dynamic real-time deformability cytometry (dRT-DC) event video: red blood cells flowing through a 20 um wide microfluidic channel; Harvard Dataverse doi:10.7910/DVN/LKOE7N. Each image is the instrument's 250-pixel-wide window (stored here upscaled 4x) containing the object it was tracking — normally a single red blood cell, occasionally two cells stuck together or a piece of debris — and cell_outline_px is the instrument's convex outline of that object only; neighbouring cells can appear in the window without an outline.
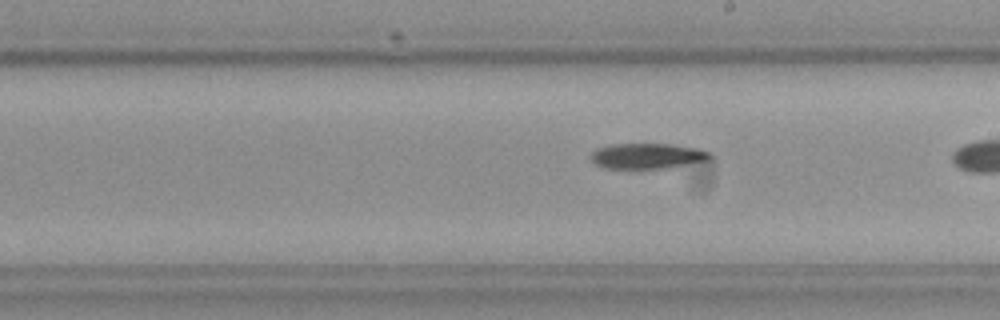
{"species": "Egyptian fruit bat (a non-hibernating species)", "species_latin": "Rousettus aegyptiacus", "temperature_condition": "cold", "stored_images_in_passage": 7, "camera_frame_rate_fps": 3000, "um_per_image_px": 0.085, "frame": {"image": 1, "passage_image": 7, "time_ms": 8.0, "image_size_px": [1000, 320], "cell_outline_px": [[712, 160], [664, 168], [604, 168], [596, 164], [588, 156], [596, 148], [612, 144], [672, 144], [700, 148], [712, 152]], "centroid_in_image_um": [55.07, 13.25], "position_along_channel_um": 233.9, "area_um2": 17.92}}